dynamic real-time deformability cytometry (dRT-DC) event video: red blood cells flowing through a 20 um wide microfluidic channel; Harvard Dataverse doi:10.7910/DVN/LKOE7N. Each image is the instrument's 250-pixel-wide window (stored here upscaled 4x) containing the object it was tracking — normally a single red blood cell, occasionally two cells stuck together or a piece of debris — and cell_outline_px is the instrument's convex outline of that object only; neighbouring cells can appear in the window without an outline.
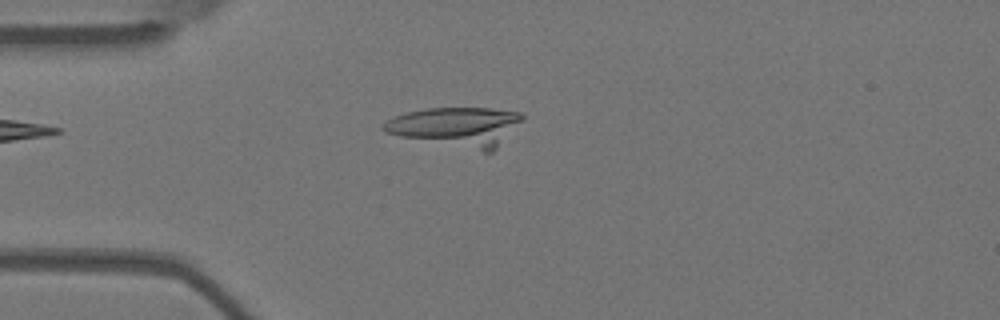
{"species": "Egyptian fruit bat (a non-hibernating species)", "species_latin": "Rousettus aegyptiacus", "temperature_condition": "warm", "stored_images_in_passage": 3, "camera_frame_rate_fps": 3000, "um_per_image_px": 0.085, "animal": {"sex": "female"}, "frame": {"image": 1, "passage_image": 3, "time_ms": 0.667, "image_size_px": [1000, 320], "cell_outline_px": [[524, 120], [492, 152], [484, 152], [400, 136], [384, 132], [380, 128], [380, 124], [396, 116], [408, 112], [428, 108], [488, 108], [524, 112]], "centroid_in_image_um": [38.84, 10.76], "position_along_channel_um": 46.2, "area_um2": 31.79}}